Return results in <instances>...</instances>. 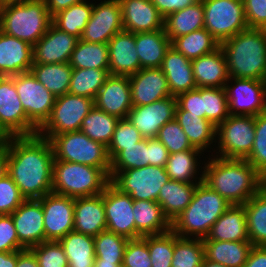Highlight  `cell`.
<instances>
[{
	"label": "cell",
	"instance_id": "17",
	"mask_svg": "<svg viewBox=\"0 0 266 267\" xmlns=\"http://www.w3.org/2000/svg\"><path fill=\"white\" fill-rule=\"evenodd\" d=\"M45 229V241H59L74 225V198L49 193L40 198Z\"/></svg>",
	"mask_w": 266,
	"mask_h": 267
},
{
	"label": "cell",
	"instance_id": "69",
	"mask_svg": "<svg viewBox=\"0 0 266 267\" xmlns=\"http://www.w3.org/2000/svg\"><path fill=\"white\" fill-rule=\"evenodd\" d=\"M3 1V6L7 4H13V3H24V2H29L32 0H2Z\"/></svg>",
	"mask_w": 266,
	"mask_h": 267
},
{
	"label": "cell",
	"instance_id": "34",
	"mask_svg": "<svg viewBox=\"0 0 266 267\" xmlns=\"http://www.w3.org/2000/svg\"><path fill=\"white\" fill-rule=\"evenodd\" d=\"M175 120L182 127L193 148L202 153L211 147L216 141V127L205 118H199L197 115L188 114L178 104L175 112ZM214 140V141H213Z\"/></svg>",
	"mask_w": 266,
	"mask_h": 267
},
{
	"label": "cell",
	"instance_id": "11",
	"mask_svg": "<svg viewBox=\"0 0 266 267\" xmlns=\"http://www.w3.org/2000/svg\"><path fill=\"white\" fill-rule=\"evenodd\" d=\"M169 180L165 167L147 165L120 171L110 182L133 200L157 202L160 189Z\"/></svg>",
	"mask_w": 266,
	"mask_h": 267
},
{
	"label": "cell",
	"instance_id": "65",
	"mask_svg": "<svg viewBox=\"0 0 266 267\" xmlns=\"http://www.w3.org/2000/svg\"><path fill=\"white\" fill-rule=\"evenodd\" d=\"M8 172L7 148L0 150V178Z\"/></svg>",
	"mask_w": 266,
	"mask_h": 267
},
{
	"label": "cell",
	"instance_id": "22",
	"mask_svg": "<svg viewBox=\"0 0 266 267\" xmlns=\"http://www.w3.org/2000/svg\"><path fill=\"white\" fill-rule=\"evenodd\" d=\"M132 106L149 105L170 97L165 74L160 68L140 69L129 76Z\"/></svg>",
	"mask_w": 266,
	"mask_h": 267
},
{
	"label": "cell",
	"instance_id": "8",
	"mask_svg": "<svg viewBox=\"0 0 266 267\" xmlns=\"http://www.w3.org/2000/svg\"><path fill=\"white\" fill-rule=\"evenodd\" d=\"M94 107V100L66 93L56 97L49 118L38 129L37 134L51 139L55 135L80 131L83 119Z\"/></svg>",
	"mask_w": 266,
	"mask_h": 267
},
{
	"label": "cell",
	"instance_id": "54",
	"mask_svg": "<svg viewBox=\"0 0 266 267\" xmlns=\"http://www.w3.org/2000/svg\"><path fill=\"white\" fill-rule=\"evenodd\" d=\"M151 258L147 245V236L128 240L122 267H151Z\"/></svg>",
	"mask_w": 266,
	"mask_h": 267
},
{
	"label": "cell",
	"instance_id": "26",
	"mask_svg": "<svg viewBox=\"0 0 266 267\" xmlns=\"http://www.w3.org/2000/svg\"><path fill=\"white\" fill-rule=\"evenodd\" d=\"M106 229L103 193L74 198V231L95 237Z\"/></svg>",
	"mask_w": 266,
	"mask_h": 267
},
{
	"label": "cell",
	"instance_id": "67",
	"mask_svg": "<svg viewBox=\"0 0 266 267\" xmlns=\"http://www.w3.org/2000/svg\"><path fill=\"white\" fill-rule=\"evenodd\" d=\"M123 262H109L104 260H94V267H122Z\"/></svg>",
	"mask_w": 266,
	"mask_h": 267
},
{
	"label": "cell",
	"instance_id": "60",
	"mask_svg": "<svg viewBox=\"0 0 266 267\" xmlns=\"http://www.w3.org/2000/svg\"><path fill=\"white\" fill-rule=\"evenodd\" d=\"M159 13L165 18L170 13L181 10L199 0H151Z\"/></svg>",
	"mask_w": 266,
	"mask_h": 267
},
{
	"label": "cell",
	"instance_id": "41",
	"mask_svg": "<svg viewBox=\"0 0 266 267\" xmlns=\"http://www.w3.org/2000/svg\"><path fill=\"white\" fill-rule=\"evenodd\" d=\"M69 64L72 68L79 69H109L108 44L85 42L79 39Z\"/></svg>",
	"mask_w": 266,
	"mask_h": 267
},
{
	"label": "cell",
	"instance_id": "55",
	"mask_svg": "<svg viewBox=\"0 0 266 267\" xmlns=\"http://www.w3.org/2000/svg\"><path fill=\"white\" fill-rule=\"evenodd\" d=\"M25 200L8 174L0 178V215L12 214Z\"/></svg>",
	"mask_w": 266,
	"mask_h": 267
},
{
	"label": "cell",
	"instance_id": "52",
	"mask_svg": "<svg viewBox=\"0 0 266 267\" xmlns=\"http://www.w3.org/2000/svg\"><path fill=\"white\" fill-rule=\"evenodd\" d=\"M156 138L167 148L169 154L196 149L192 147L187 135L175 119L161 127Z\"/></svg>",
	"mask_w": 266,
	"mask_h": 267
},
{
	"label": "cell",
	"instance_id": "37",
	"mask_svg": "<svg viewBox=\"0 0 266 267\" xmlns=\"http://www.w3.org/2000/svg\"><path fill=\"white\" fill-rule=\"evenodd\" d=\"M30 71L55 97L68 93L73 71L69 62L53 64L33 63Z\"/></svg>",
	"mask_w": 266,
	"mask_h": 267
},
{
	"label": "cell",
	"instance_id": "5",
	"mask_svg": "<svg viewBox=\"0 0 266 267\" xmlns=\"http://www.w3.org/2000/svg\"><path fill=\"white\" fill-rule=\"evenodd\" d=\"M110 169L68 161H53L52 192L72 198L103 193L110 183Z\"/></svg>",
	"mask_w": 266,
	"mask_h": 267
},
{
	"label": "cell",
	"instance_id": "49",
	"mask_svg": "<svg viewBox=\"0 0 266 267\" xmlns=\"http://www.w3.org/2000/svg\"><path fill=\"white\" fill-rule=\"evenodd\" d=\"M174 243L175 233L172 230L158 235H147L151 267H171Z\"/></svg>",
	"mask_w": 266,
	"mask_h": 267
},
{
	"label": "cell",
	"instance_id": "20",
	"mask_svg": "<svg viewBox=\"0 0 266 267\" xmlns=\"http://www.w3.org/2000/svg\"><path fill=\"white\" fill-rule=\"evenodd\" d=\"M79 38L68 34L53 24L33 45V63H67Z\"/></svg>",
	"mask_w": 266,
	"mask_h": 267
},
{
	"label": "cell",
	"instance_id": "39",
	"mask_svg": "<svg viewBox=\"0 0 266 267\" xmlns=\"http://www.w3.org/2000/svg\"><path fill=\"white\" fill-rule=\"evenodd\" d=\"M201 154L202 152L198 149L184 150L179 153L169 154L165 165V171L169 178L185 183H200L203 181V174H199L200 177H198V181L194 178L197 175V171L200 169L198 168L200 166L198 164L200 163L198 162L197 156H201Z\"/></svg>",
	"mask_w": 266,
	"mask_h": 267
},
{
	"label": "cell",
	"instance_id": "44",
	"mask_svg": "<svg viewBox=\"0 0 266 267\" xmlns=\"http://www.w3.org/2000/svg\"><path fill=\"white\" fill-rule=\"evenodd\" d=\"M109 76V69L73 68L68 93L94 100Z\"/></svg>",
	"mask_w": 266,
	"mask_h": 267
},
{
	"label": "cell",
	"instance_id": "32",
	"mask_svg": "<svg viewBox=\"0 0 266 267\" xmlns=\"http://www.w3.org/2000/svg\"><path fill=\"white\" fill-rule=\"evenodd\" d=\"M202 241L205 258L226 267H243L253 247L250 241Z\"/></svg>",
	"mask_w": 266,
	"mask_h": 267
},
{
	"label": "cell",
	"instance_id": "15",
	"mask_svg": "<svg viewBox=\"0 0 266 267\" xmlns=\"http://www.w3.org/2000/svg\"><path fill=\"white\" fill-rule=\"evenodd\" d=\"M103 202L107 231L136 239V225L133 213L134 200L129 194L121 192L111 182L103 191Z\"/></svg>",
	"mask_w": 266,
	"mask_h": 267
},
{
	"label": "cell",
	"instance_id": "25",
	"mask_svg": "<svg viewBox=\"0 0 266 267\" xmlns=\"http://www.w3.org/2000/svg\"><path fill=\"white\" fill-rule=\"evenodd\" d=\"M33 65V46L0 31V76L29 72Z\"/></svg>",
	"mask_w": 266,
	"mask_h": 267
},
{
	"label": "cell",
	"instance_id": "3",
	"mask_svg": "<svg viewBox=\"0 0 266 267\" xmlns=\"http://www.w3.org/2000/svg\"><path fill=\"white\" fill-rule=\"evenodd\" d=\"M229 77L266 81V30L247 28L220 44Z\"/></svg>",
	"mask_w": 266,
	"mask_h": 267
},
{
	"label": "cell",
	"instance_id": "53",
	"mask_svg": "<svg viewBox=\"0 0 266 267\" xmlns=\"http://www.w3.org/2000/svg\"><path fill=\"white\" fill-rule=\"evenodd\" d=\"M39 267H69L68 259L59 241H45L30 248Z\"/></svg>",
	"mask_w": 266,
	"mask_h": 267
},
{
	"label": "cell",
	"instance_id": "63",
	"mask_svg": "<svg viewBox=\"0 0 266 267\" xmlns=\"http://www.w3.org/2000/svg\"><path fill=\"white\" fill-rule=\"evenodd\" d=\"M16 267H39L34 253L30 249L17 250Z\"/></svg>",
	"mask_w": 266,
	"mask_h": 267
},
{
	"label": "cell",
	"instance_id": "48",
	"mask_svg": "<svg viewBox=\"0 0 266 267\" xmlns=\"http://www.w3.org/2000/svg\"><path fill=\"white\" fill-rule=\"evenodd\" d=\"M129 239L110 231L100 232L94 237L95 259L109 262H123L126 244Z\"/></svg>",
	"mask_w": 266,
	"mask_h": 267
},
{
	"label": "cell",
	"instance_id": "10",
	"mask_svg": "<svg viewBox=\"0 0 266 267\" xmlns=\"http://www.w3.org/2000/svg\"><path fill=\"white\" fill-rule=\"evenodd\" d=\"M216 137L220 152L216 156L246 159L255 139V116L230 115L216 127Z\"/></svg>",
	"mask_w": 266,
	"mask_h": 267
},
{
	"label": "cell",
	"instance_id": "12",
	"mask_svg": "<svg viewBox=\"0 0 266 267\" xmlns=\"http://www.w3.org/2000/svg\"><path fill=\"white\" fill-rule=\"evenodd\" d=\"M14 84L27 118L39 129L49 118L56 97L31 71L14 75Z\"/></svg>",
	"mask_w": 266,
	"mask_h": 267
},
{
	"label": "cell",
	"instance_id": "30",
	"mask_svg": "<svg viewBox=\"0 0 266 267\" xmlns=\"http://www.w3.org/2000/svg\"><path fill=\"white\" fill-rule=\"evenodd\" d=\"M133 213L136 225V239L147 235H158L171 230V223L165 217L162 207L155 201L134 200Z\"/></svg>",
	"mask_w": 266,
	"mask_h": 267
},
{
	"label": "cell",
	"instance_id": "13",
	"mask_svg": "<svg viewBox=\"0 0 266 267\" xmlns=\"http://www.w3.org/2000/svg\"><path fill=\"white\" fill-rule=\"evenodd\" d=\"M225 90L230 115L257 116L266 111V81L229 77Z\"/></svg>",
	"mask_w": 266,
	"mask_h": 267
},
{
	"label": "cell",
	"instance_id": "45",
	"mask_svg": "<svg viewBox=\"0 0 266 267\" xmlns=\"http://www.w3.org/2000/svg\"><path fill=\"white\" fill-rule=\"evenodd\" d=\"M205 258L202 239L183 238L175 234L171 267H201Z\"/></svg>",
	"mask_w": 266,
	"mask_h": 267
},
{
	"label": "cell",
	"instance_id": "61",
	"mask_svg": "<svg viewBox=\"0 0 266 267\" xmlns=\"http://www.w3.org/2000/svg\"><path fill=\"white\" fill-rule=\"evenodd\" d=\"M243 267H266V246H253Z\"/></svg>",
	"mask_w": 266,
	"mask_h": 267
},
{
	"label": "cell",
	"instance_id": "64",
	"mask_svg": "<svg viewBox=\"0 0 266 267\" xmlns=\"http://www.w3.org/2000/svg\"><path fill=\"white\" fill-rule=\"evenodd\" d=\"M17 251L0 252V267H16Z\"/></svg>",
	"mask_w": 266,
	"mask_h": 267
},
{
	"label": "cell",
	"instance_id": "58",
	"mask_svg": "<svg viewBox=\"0 0 266 267\" xmlns=\"http://www.w3.org/2000/svg\"><path fill=\"white\" fill-rule=\"evenodd\" d=\"M177 104L188 114L197 115L199 118H204V105L201 98V87L189 90L179 94Z\"/></svg>",
	"mask_w": 266,
	"mask_h": 267
},
{
	"label": "cell",
	"instance_id": "36",
	"mask_svg": "<svg viewBox=\"0 0 266 267\" xmlns=\"http://www.w3.org/2000/svg\"><path fill=\"white\" fill-rule=\"evenodd\" d=\"M243 206L249 241L253 246H266V184Z\"/></svg>",
	"mask_w": 266,
	"mask_h": 267
},
{
	"label": "cell",
	"instance_id": "70",
	"mask_svg": "<svg viewBox=\"0 0 266 267\" xmlns=\"http://www.w3.org/2000/svg\"><path fill=\"white\" fill-rule=\"evenodd\" d=\"M3 7V1L0 0V9Z\"/></svg>",
	"mask_w": 266,
	"mask_h": 267
},
{
	"label": "cell",
	"instance_id": "16",
	"mask_svg": "<svg viewBox=\"0 0 266 267\" xmlns=\"http://www.w3.org/2000/svg\"><path fill=\"white\" fill-rule=\"evenodd\" d=\"M124 30L119 0H104L93 3L91 18L81 35V40L93 43H108L117 33Z\"/></svg>",
	"mask_w": 266,
	"mask_h": 267
},
{
	"label": "cell",
	"instance_id": "18",
	"mask_svg": "<svg viewBox=\"0 0 266 267\" xmlns=\"http://www.w3.org/2000/svg\"><path fill=\"white\" fill-rule=\"evenodd\" d=\"M176 107L177 98L170 96L149 105L133 106L126 119L144 139L156 138L159 129L175 119Z\"/></svg>",
	"mask_w": 266,
	"mask_h": 267
},
{
	"label": "cell",
	"instance_id": "38",
	"mask_svg": "<svg viewBox=\"0 0 266 267\" xmlns=\"http://www.w3.org/2000/svg\"><path fill=\"white\" fill-rule=\"evenodd\" d=\"M68 259L69 267H94V237L76 231L59 240Z\"/></svg>",
	"mask_w": 266,
	"mask_h": 267
},
{
	"label": "cell",
	"instance_id": "24",
	"mask_svg": "<svg viewBox=\"0 0 266 267\" xmlns=\"http://www.w3.org/2000/svg\"><path fill=\"white\" fill-rule=\"evenodd\" d=\"M107 44L110 75L130 76L142 69L135 47V33L123 30Z\"/></svg>",
	"mask_w": 266,
	"mask_h": 267
},
{
	"label": "cell",
	"instance_id": "4",
	"mask_svg": "<svg viewBox=\"0 0 266 267\" xmlns=\"http://www.w3.org/2000/svg\"><path fill=\"white\" fill-rule=\"evenodd\" d=\"M231 204L203 181L197 184L190 204L171 222L179 237L204 239Z\"/></svg>",
	"mask_w": 266,
	"mask_h": 267
},
{
	"label": "cell",
	"instance_id": "59",
	"mask_svg": "<svg viewBox=\"0 0 266 267\" xmlns=\"http://www.w3.org/2000/svg\"><path fill=\"white\" fill-rule=\"evenodd\" d=\"M148 165L165 167L168 160L167 148L157 139H147Z\"/></svg>",
	"mask_w": 266,
	"mask_h": 267
},
{
	"label": "cell",
	"instance_id": "50",
	"mask_svg": "<svg viewBox=\"0 0 266 267\" xmlns=\"http://www.w3.org/2000/svg\"><path fill=\"white\" fill-rule=\"evenodd\" d=\"M246 160L266 181V111L255 116V139Z\"/></svg>",
	"mask_w": 266,
	"mask_h": 267
},
{
	"label": "cell",
	"instance_id": "14",
	"mask_svg": "<svg viewBox=\"0 0 266 267\" xmlns=\"http://www.w3.org/2000/svg\"><path fill=\"white\" fill-rule=\"evenodd\" d=\"M0 125L10 136H31L38 132L23 109L14 76H0Z\"/></svg>",
	"mask_w": 266,
	"mask_h": 267
},
{
	"label": "cell",
	"instance_id": "21",
	"mask_svg": "<svg viewBox=\"0 0 266 267\" xmlns=\"http://www.w3.org/2000/svg\"><path fill=\"white\" fill-rule=\"evenodd\" d=\"M94 106L119 119H126L133 107L129 76L110 75L97 93Z\"/></svg>",
	"mask_w": 266,
	"mask_h": 267
},
{
	"label": "cell",
	"instance_id": "47",
	"mask_svg": "<svg viewBox=\"0 0 266 267\" xmlns=\"http://www.w3.org/2000/svg\"><path fill=\"white\" fill-rule=\"evenodd\" d=\"M148 165L147 139L125 147L110 161V180L120 171L141 168Z\"/></svg>",
	"mask_w": 266,
	"mask_h": 267
},
{
	"label": "cell",
	"instance_id": "19",
	"mask_svg": "<svg viewBox=\"0 0 266 267\" xmlns=\"http://www.w3.org/2000/svg\"><path fill=\"white\" fill-rule=\"evenodd\" d=\"M19 243L30 249L45 242L43 208L40 199H26L11 214Z\"/></svg>",
	"mask_w": 266,
	"mask_h": 267
},
{
	"label": "cell",
	"instance_id": "7",
	"mask_svg": "<svg viewBox=\"0 0 266 267\" xmlns=\"http://www.w3.org/2000/svg\"><path fill=\"white\" fill-rule=\"evenodd\" d=\"M49 141L52 145L54 160L110 169L107 147L101 142L90 139L82 131L55 135Z\"/></svg>",
	"mask_w": 266,
	"mask_h": 267
},
{
	"label": "cell",
	"instance_id": "46",
	"mask_svg": "<svg viewBox=\"0 0 266 267\" xmlns=\"http://www.w3.org/2000/svg\"><path fill=\"white\" fill-rule=\"evenodd\" d=\"M201 98L204 105V118L215 127L230 116L225 88L201 87Z\"/></svg>",
	"mask_w": 266,
	"mask_h": 267
},
{
	"label": "cell",
	"instance_id": "56",
	"mask_svg": "<svg viewBox=\"0 0 266 267\" xmlns=\"http://www.w3.org/2000/svg\"><path fill=\"white\" fill-rule=\"evenodd\" d=\"M19 243L11 214L0 215V252L24 250Z\"/></svg>",
	"mask_w": 266,
	"mask_h": 267
},
{
	"label": "cell",
	"instance_id": "28",
	"mask_svg": "<svg viewBox=\"0 0 266 267\" xmlns=\"http://www.w3.org/2000/svg\"><path fill=\"white\" fill-rule=\"evenodd\" d=\"M160 69L166 76L171 96L197 88L190 59L170 47L165 54Z\"/></svg>",
	"mask_w": 266,
	"mask_h": 267
},
{
	"label": "cell",
	"instance_id": "27",
	"mask_svg": "<svg viewBox=\"0 0 266 267\" xmlns=\"http://www.w3.org/2000/svg\"><path fill=\"white\" fill-rule=\"evenodd\" d=\"M197 87L225 88L229 79L227 61L221 47L191 60Z\"/></svg>",
	"mask_w": 266,
	"mask_h": 267
},
{
	"label": "cell",
	"instance_id": "1",
	"mask_svg": "<svg viewBox=\"0 0 266 267\" xmlns=\"http://www.w3.org/2000/svg\"><path fill=\"white\" fill-rule=\"evenodd\" d=\"M7 158V174L25 199H40L52 192L54 153L49 139L38 134L11 136Z\"/></svg>",
	"mask_w": 266,
	"mask_h": 267
},
{
	"label": "cell",
	"instance_id": "33",
	"mask_svg": "<svg viewBox=\"0 0 266 267\" xmlns=\"http://www.w3.org/2000/svg\"><path fill=\"white\" fill-rule=\"evenodd\" d=\"M198 183L170 179L159 191L157 203L170 223L190 204Z\"/></svg>",
	"mask_w": 266,
	"mask_h": 267
},
{
	"label": "cell",
	"instance_id": "2",
	"mask_svg": "<svg viewBox=\"0 0 266 267\" xmlns=\"http://www.w3.org/2000/svg\"><path fill=\"white\" fill-rule=\"evenodd\" d=\"M210 160V161H209ZM203 166V182L231 205H244L265 184L246 159L209 158Z\"/></svg>",
	"mask_w": 266,
	"mask_h": 267
},
{
	"label": "cell",
	"instance_id": "62",
	"mask_svg": "<svg viewBox=\"0 0 266 267\" xmlns=\"http://www.w3.org/2000/svg\"><path fill=\"white\" fill-rule=\"evenodd\" d=\"M86 0H44L46 8L51 16L61 10L67 9L73 4L81 3Z\"/></svg>",
	"mask_w": 266,
	"mask_h": 267
},
{
	"label": "cell",
	"instance_id": "40",
	"mask_svg": "<svg viewBox=\"0 0 266 267\" xmlns=\"http://www.w3.org/2000/svg\"><path fill=\"white\" fill-rule=\"evenodd\" d=\"M171 47L187 59L194 60L215 51L220 47V44L203 28L173 39Z\"/></svg>",
	"mask_w": 266,
	"mask_h": 267
},
{
	"label": "cell",
	"instance_id": "35",
	"mask_svg": "<svg viewBox=\"0 0 266 267\" xmlns=\"http://www.w3.org/2000/svg\"><path fill=\"white\" fill-rule=\"evenodd\" d=\"M203 28L204 8L202 0L170 13L164 18V30L170 41Z\"/></svg>",
	"mask_w": 266,
	"mask_h": 267
},
{
	"label": "cell",
	"instance_id": "29",
	"mask_svg": "<svg viewBox=\"0 0 266 267\" xmlns=\"http://www.w3.org/2000/svg\"><path fill=\"white\" fill-rule=\"evenodd\" d=\"M202 240L249 241L244 206L231 205Z\"/></svg>",
	"mask_w": 266,
	"mask_h": 267
},
{
	"label": "cell",
	"instance_id": "57",
	"mask_svg": "<svg viewBox=\"0 0 266 267\" xmlns=\"http://www.w3.org/2000/svg\"><path fill=\"white\" fill-rule=\"evenodd\" d=\"M248 28L266 30V0H243Z\"/></svg>",
	"mask_w": 266,
	"mask_h": 267
},
{
	"label": "cell",
	"instance_id": "43",
	"mask_svg": "<svg viewBox=\"0 0 266 267\" xmlns=\"http://www.w3.org/2000/svg\"><path fill=\"white\" fill-rule=\"evenodd\" d=\"M119 120L118 117L107 114L94 106L83 119L80 131L90 139L101 142L108 147Z\"/></svg>",
	"mask_w": 266,
	"mask_h": 267
},
{
	"label": "cell",
	"instance_id": "51",
	"mask_svg": "<svg viewBox=\"0 0 266 267\" xmlns=\"http://www.w3.org/2000/svg\"><path fill=\"white\" fill-rule=\"evenodd\" d=\"M143 139L141 133L127 119H120L115 127L112 140L107 147L110 161L125 147H130Z\"/></svg>",
	"mask_w": 266,
	"mask_h": 267
},
{
	"label": "cell",
	"instance_id": "6",
	"mask_svg": "<svg viewBox=\"0 0 266 267\" xmlns=\"http://www.w3.org/2000/svg\"><path fill=\"white\" fill-rule=\"evenodd\" d=\"M51 24L52 16L44 0L7 4L0 9V31L32 46Z\"/></svg>",
	"mask_w": 266,
	"mask_h": 267
},
{
	"label": "cell",
	"instance_id": "68",
	"mask_svg": "<svg viewBox=\"0 0 266 267\" xmlns=\"http://www.w3.org/2000/svg\"><path fill=\"white\" fill-rule=\"evenodd\" d=\"M201 267H226V266H224L222 264H219V263H215V262L209 261L206 258H204Z\"/></svg>",
	"mask_w": 266,
	"mask_h": 267
},
{
	"label": "cell",
	"instance_id": "31",
	"mask_svg": "<svg viewBox=\"0 0 266 267\" xmlns=\"http://www.w3.org/2000/svg\"><path fill=\"white\" fill-rule=\"evenodd\" d=\"M135 47L142 69L160 68L166 51L171 47V41L163 28L135 33Z\"/></svg>",
	"mask_w": 266,
	"mask_h": 267
},
{
	"label": "cell",
	"instance_id": "9",
	"mask_svg": "<svg viewBox=\"0 0 266 267\" xmlns=\"http://www.w3.org/2000/svg\"><path fill=\"white\" fill-rule=\"evenodd\" d=\"M204 28L221 44L248 28L243 0H202Z\"/></svg>",
	"mask_w": 266,
	"mask_h": 267
},
{
	"label": "cell",
	"instance_id": "23",
	"mask_svg": "<svg viewBox=\"0 0 266 267\" xmlns=\"http://www.w3.org/2000/svg\"><path fill=\"white\" fill-rule=\"evenodd\" d=\"M119 2L125 31L139 33L164 28V17L151 0H119Z\"/></svg>",
	"mask_w": 266,
	"mask_h": 267
},
{
	"label": "cell",
	"instance_id": "66",
	"mask_svg": "<svg viewBox=\"0 0 266 267\" xmlns=\"http://www.w3.org/2000/svg\"><path fill=\"white\" fill-rule=\"evenodd\" d=\"M11 136L0 125V150L6 149Z\"/></svg>",
	"mask_w": 266,
	"mask_h": 267
},
{
	"label": "cell",
	"instance_id": "42",
	"mask_svg": "<svg viewBox=\"0 0 266 267\" xmlns=\"http://www.w3.org/2000/svg\"><path fill=\"white\" fill-rule=\"evenodd\" d=\"M93 3L84 1L73 4L52 16V24L58 29L81 38L82 32L91 18Z\"/></svg>",
	"mask_w": 266,
	"mask_h": 267
}]
</instances>
